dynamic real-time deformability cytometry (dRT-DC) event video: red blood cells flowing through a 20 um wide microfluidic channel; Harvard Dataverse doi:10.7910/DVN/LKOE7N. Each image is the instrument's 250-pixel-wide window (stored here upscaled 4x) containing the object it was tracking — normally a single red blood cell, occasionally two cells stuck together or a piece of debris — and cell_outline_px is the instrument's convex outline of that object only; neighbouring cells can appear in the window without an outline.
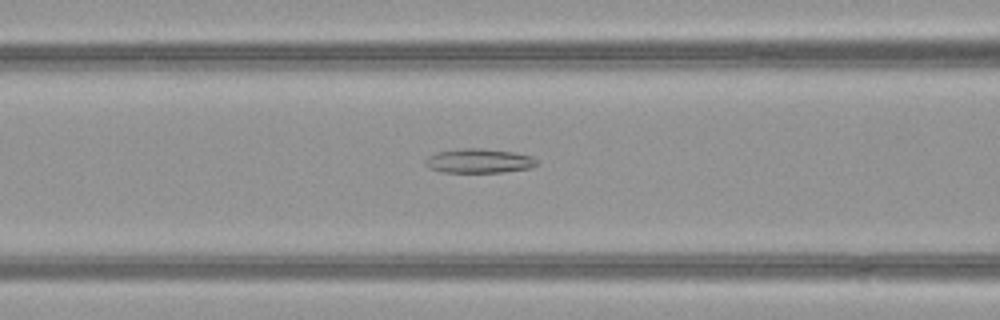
{"species": "common noctule bat (a hibernating species)", "species_latin": "Nyctalus noctula", "temperature_condition": "warm", "stored_images_in_passage": 42, "camera_frame_rate_fps": 3000, "um_per_image_px": 0.085, "animal": {"sex": "female", "body_mass_g": 21.9}, "frame": {"image": 1, "passage_image": 14, "time_ms": 4.333, "image_size_px": [1000, 320], "cell_outline_px": [[540, 164], [528, 168], [504, 172], [440, 172], [428, 168], [424, 164], [424, 160], [428, 156], [436, 152], [460, 148], [480, 148], [512, 152], [532, 156]], "centroid_in_image_um": [40.66, 13.67], "position_along_channel_um": 125.9, "area_um2": 15.9}}
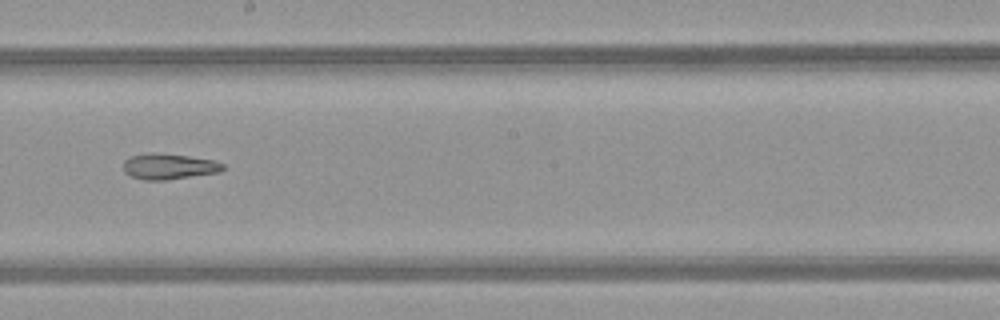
{"frame": {"image": 2, "passage_image": 22, "time_ms": 7.0, "image_size_px": [1000, 320], "cell_outline_px": [[224, 168], [220, 172], [164, 180], [144, 180], [132, 176], [124, 172], [124, 160], [132, 156], [148, 152], [152, 152], [188, 156], [216, 160], [224, 164]], "centroid_in_image_um": [14.37, 14.14], "position_along_channel_um": 233.8, "area_um2": 14.91}}
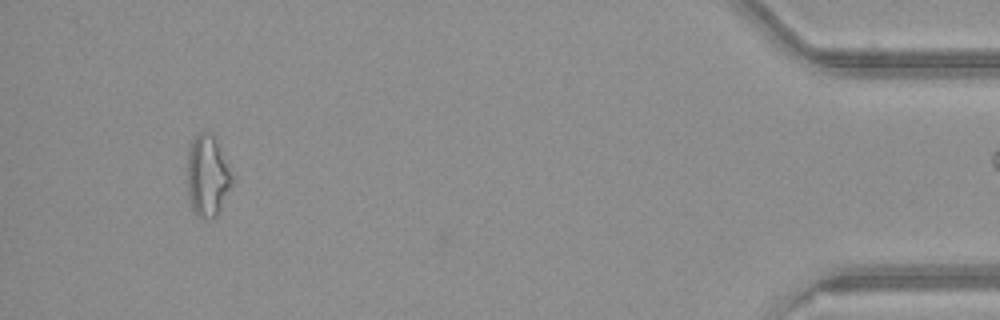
{"frame": {"image": 3, "passage_image": 41, "time_ms": 13.333, "image_size_px": [1000, 320], "cell_outline_px": [[232, 184], [216, 216], [212, 220], [204, 220], [192, 208], [188, 196], [188, 152], [192, 140], [200, 132], [212, 132], [216, 136], [232, 176]], "centroid_in_image_um": [17.64, 14.93], "position_along_channel_um": 417.6, "area_um2": 21.1}, "authors_computed_cell_mechanics": {"area_um2": 16.5019, "velocity_mm_per_s": 4.0446, "shape_relaxation_time_tau1_ms": null, "shape_relaxation_time_tau2_ms": 9.8416, "deformation_change_tau1": null, "deformation_change_tau2": 0.249}}